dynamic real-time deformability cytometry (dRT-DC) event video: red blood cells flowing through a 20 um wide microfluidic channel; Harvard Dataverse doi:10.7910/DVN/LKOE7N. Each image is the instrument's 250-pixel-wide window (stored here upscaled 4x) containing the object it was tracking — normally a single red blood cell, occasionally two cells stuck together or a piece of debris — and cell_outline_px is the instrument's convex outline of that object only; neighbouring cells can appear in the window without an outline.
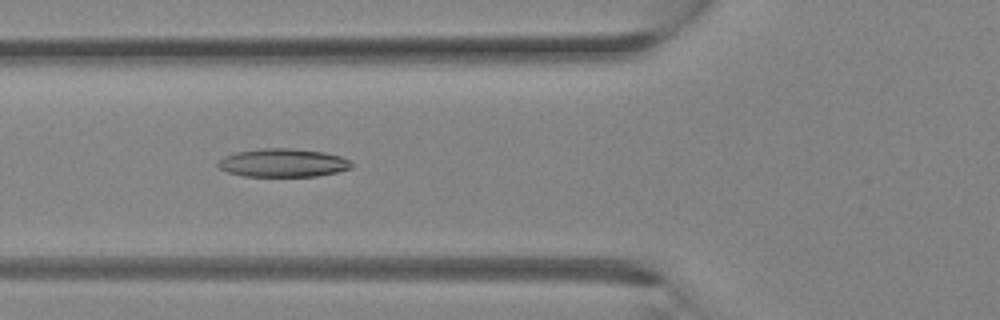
{"species": "Egyptian fruit bat (a non-hibernating species)", "species_latin": "Rousettus aegyptiacus", "temperature_condition": "room temperature", "stored_images_in_passage": 32, "camera_frame_rate_fps": 3000, "um_per_image_px": 0.085, "animal": {"sex": "female"}, "frame": {"image": 1, "passage_image": 12, "time_ms": 3.667, "image_size_px": [1000, 320], "cell_outline_px": [[352, 168], [336, 172], [316, 176], [244, 176], [228, 172], [220, 168], [216, 164], [216, 160], [224, 156], [236, 152], [264, 148], [292, 148], [324, 152], [340, 156], [352, 160]], "centroid_in_image_um": [24.05, 13.83], "position_along_channel_um": 101.8, "area_um2": 22.14}}
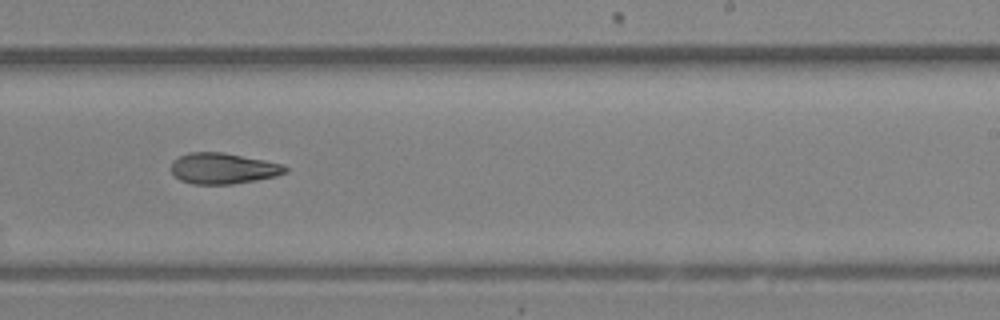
{"frame": {"image": 2, "passage_image": 20, "time_ms": 6.333, "image_size_px": [1000, 320], "cell_outline_px": [[288, 172], [276, 176], [256, 180], [232, 184], [192, 184], [180, 180], [172, 172], [172, 164], [180, 156], [188, 152], [224, 152], [284, 164], [288, 168]], "centroid_in_image_um": [19.01, 14.31], "position_along_channel_um": 270.0, "area_um2": 20.52}}
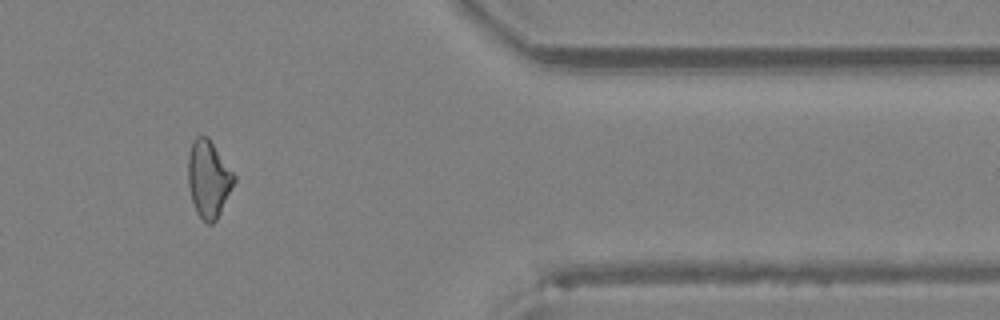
{"frame": {"image": 3, "passage_image": 27, "time_ms": 8.667, "image_size_px": [1000, 320], "cell_outline_px": [[236, 180], [216, 220], [212, 224], [208, 224], [196, 212], [192, 200], [188, 184], [188, 156], [192, 140], [196, 136], [208, 136], [236, 176]], "centroid_in_image_um": [17.72, 15.18], "position_along_channel_um": 393.7, "area_um2": 20.58}}